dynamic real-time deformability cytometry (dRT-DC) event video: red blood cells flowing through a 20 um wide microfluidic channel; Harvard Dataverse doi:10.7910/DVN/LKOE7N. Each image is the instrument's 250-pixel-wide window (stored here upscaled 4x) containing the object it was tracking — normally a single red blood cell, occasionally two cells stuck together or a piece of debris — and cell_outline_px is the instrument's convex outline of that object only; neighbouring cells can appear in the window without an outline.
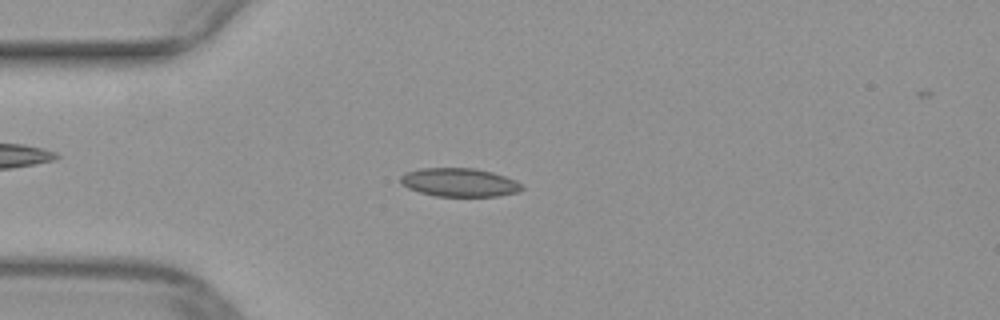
{"species": "common noctule bat (a hibernating species)", "species_latin": "Nyctalus noctula", "temperature_condition": "warm", "stored_images_in_passage": 51, "camera_frame_rate_fps": 3000, "um_per_image_px": 0.085, "animal": {"sex": "female", "body_mass_g": 29.2, "forearm_length_mm": 56.3}, "frame": {"image": 1, "passage_image": 14, "time_ms": 4.333, "image_size_px": [1000, 320], "cell_outline_px": [[524, 188], [520, 192], [500, 196], [436, 196], [420, 192], [408, 188], [400, 184], [400, 176], [404, 172], [420, 168], [476, 168], [492, 172], [516, 180]], "centroid_in_image_um": [39.04, 15.5], "position_along_channel_um": 46.0, "area_um2": 20.35}}
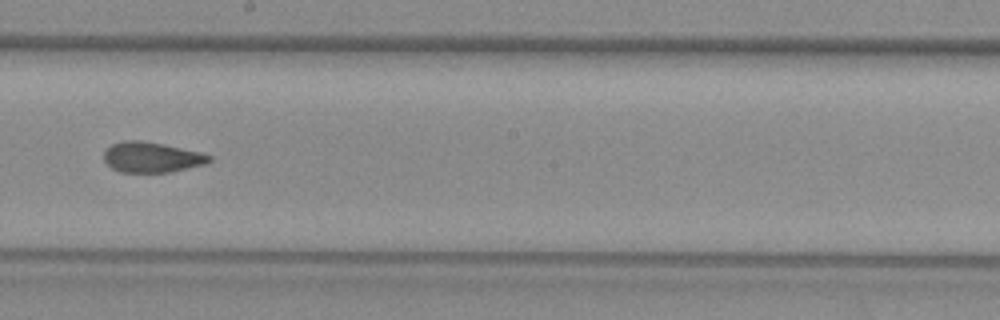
{"frame": {"image": 2, "passage_image": 29, "time_ms": 9.333, "image_size_px": [1000, 320], "cell_outline_px": [[212, 160], [204, 164], [168, 172], [120, 172], [112, 168], [104, 160], [104, 152], [112, 144], [124, 140], [140, 140], [164, 144], [200, 152], [212, 156]], "centroid_in_image_um": [12.88, 13.36], "position_along_channel_um": 235.3, "area_um2": 18.5}}
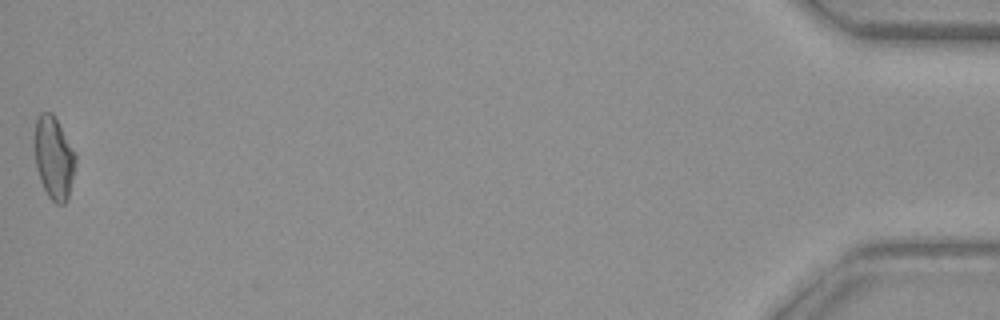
{"frame": {"image": 3, "passage_image": 51, "time_ms": 16.667, "image_size_px": [1000, 320], "cell_outline_px": [[76, 164], [68, 200], [64, 204], [56, 204], [48, 196], [40, 180], [36, 168], [36, 116], [40, 112], [52, 112], [76, 156]], "centroid_in_image_um": [4.59, 13.46], "position_along_channel_um": 430.6, "area_um2": 19.36}}